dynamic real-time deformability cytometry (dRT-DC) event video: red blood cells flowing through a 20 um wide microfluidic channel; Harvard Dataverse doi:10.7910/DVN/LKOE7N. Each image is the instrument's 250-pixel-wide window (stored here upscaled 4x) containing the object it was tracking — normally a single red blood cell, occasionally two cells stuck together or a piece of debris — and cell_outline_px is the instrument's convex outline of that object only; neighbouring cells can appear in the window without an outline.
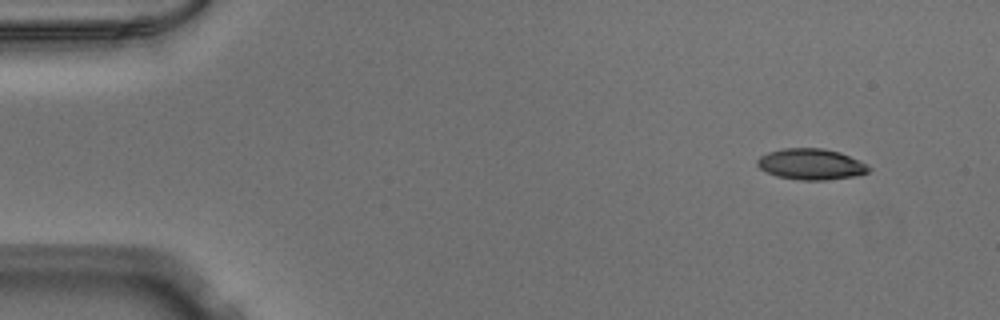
{"species": "Egyptian fruit bat (a non-hibernating species)", "species_latin": "Rousettus aegyptiacus", "temperature_condition": "warm", "stored_images_in_passage": 48, "camera_frame_rate_fps": 3000, "um_per_image_px": 0.085, "animal": {"sex": "male"}, "frame": {"image": 1, "passage_image": 1, "time_ms": 0.0, "image_size_px": [1000, 320], "cell_outline_px": [[872, 168], [868, 172], [852, 176], [824, 180], [800, 180], [776, 176], [760, 168], [756, 164], [756, 160], [760, 156], [768, 152], [784, 148], [820, 148], [840, 152], [868, 164]], "centroid_in_image_um": [68.93, 13.95], "position_along_channel_um": 16.1, "area_um2": 20.06}}
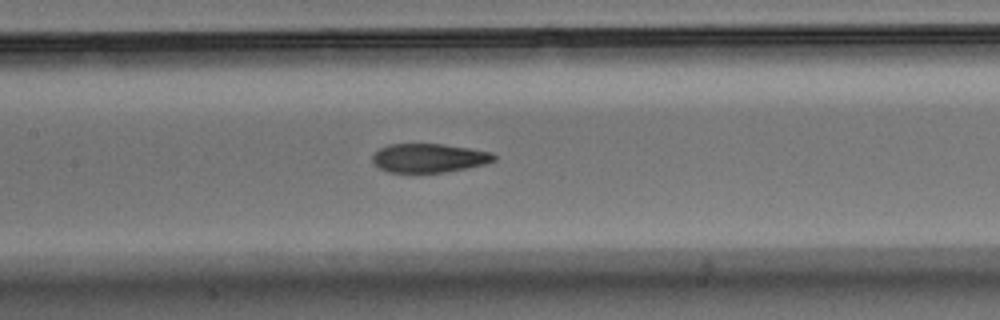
{"frame": {"image": 2, "passage_image": 21, "time_ms": 6.667, "image_size_px": [1000, 320], "cell_outline_px": [[496, 160], [484, 164], [444, 172], [416, 176], [388, 172], [372, 164], [372, 156], [380, 148], [388, 144], [444, 144], [492, 152], [496, 156]], "centroid_in_image_um": [36.4, 13.47], "position_along_channel_um": 171.0, "area_um2": 21.15}}
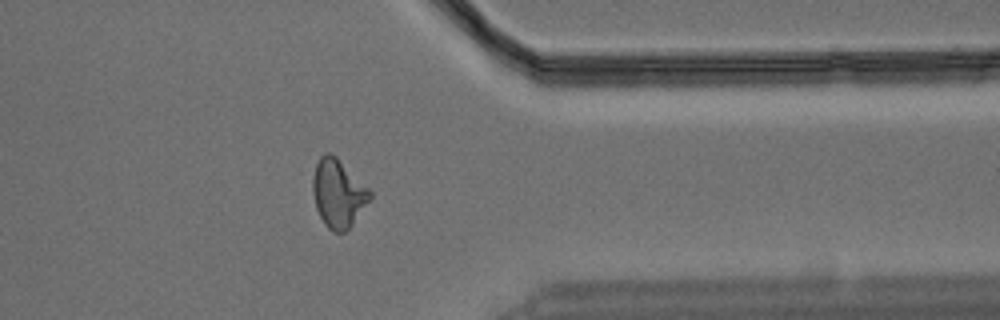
{"frame": {"image": 3, "passage_image": 38, "time_ms": 12.333, "image_size_px": [1000, 320], "cell_outline_px": [[372, 196], [352, 224], [344, 232], [332, 232], [324, 224], [316, 208], [312, 192], [312, 180], [316, 164], [320, 156], [324, 152], [332, 152], [372, 192]], "centroid_in_image_um": [28.71, 16.42], "position_along_channel_um": 382.7, "area_um2": 22.54}}